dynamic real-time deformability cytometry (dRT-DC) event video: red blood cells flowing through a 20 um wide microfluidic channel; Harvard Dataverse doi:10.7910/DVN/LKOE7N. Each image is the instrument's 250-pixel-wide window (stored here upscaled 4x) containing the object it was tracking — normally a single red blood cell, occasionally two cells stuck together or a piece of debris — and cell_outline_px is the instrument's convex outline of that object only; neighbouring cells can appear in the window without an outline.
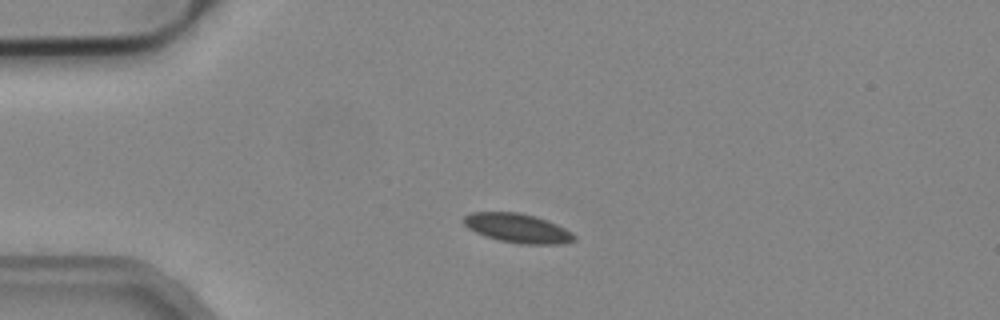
{"species": "common noctule bat (a hibernating species)", "species_latin": "Nyctalus noctula", "temperature_condition": "cold", "stored_images_in_passage": 3, "camera_frame_rate_fps": 3000, "um_per_image_px": 0.085, "animal": {"sex": "male", "body_mass_g": 19.2, "forearm_length_mm": 51.8}, "frame": {"image": 1, "passage_image": 2, "time_ms": 0.333, "image_size_px": [1000, 320], "cell_outline_px": [[576, 240], [564, 244], [520, 244], [500, 240], [484, 236], [468, 228], [464, 224], [464, 216], [472, 212], [516, 212], [536, 216], [556, 224], [572, 232], [576, 236]], "centroid_in_image_um": [44.02, 19.4], "position_along_channel_um": 41.0, "area_um2": 18.79}}